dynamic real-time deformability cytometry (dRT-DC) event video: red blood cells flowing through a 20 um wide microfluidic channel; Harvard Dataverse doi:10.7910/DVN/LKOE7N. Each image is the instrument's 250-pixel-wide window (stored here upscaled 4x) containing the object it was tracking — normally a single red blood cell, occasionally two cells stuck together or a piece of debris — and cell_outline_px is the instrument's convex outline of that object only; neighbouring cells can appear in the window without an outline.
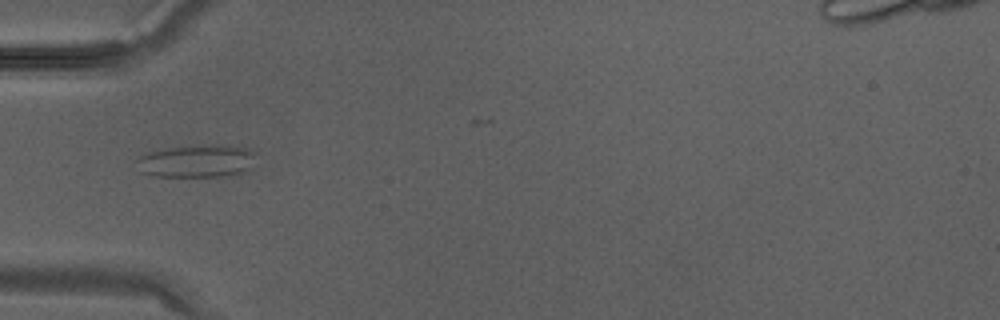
{"species": "Egyptian fruit bat (a non-hibernating species)", "species_latin": "Rousettus aegyptiacus", "temperature_condition": "warm", "stored_images_in_passage": 8, "camera_frame_rate_fps": 3000, "um_per_image_px": 0.085, "animal": {"sex": "male"}, "frame": {"image": 1, "passage_image": 1, "time_ms": 0.0, "image_size_px": [1000, 320], "cell_outline_px": [[252, 168], [244, 172], [224, 176], [156, 176], [144, 172], [132, 160], [148, 152], [172, 148], [200, 144], [224, 144], [244, 148], [252, 152]], "centroid_in_image_um": [16.71, 13.68], "position_along_channel_um": 68.3, "area_um2": 22.6}}
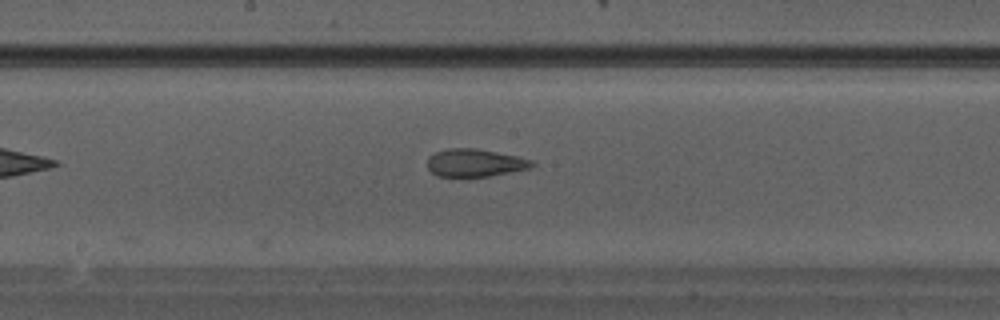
{"frame": {"image": 2, "passage_image": 8, "time_ms": 2.333, "image_size_px": [1000, 320], "cell_outline_px": [[536, 164], [532, 168], [488, 176], [436, 176], [428, 168], [428, 156], [436, 152], [448, 148], [476, 148], [520, 156], [532, 160]], "centroid_in_image_um": [40.41, 13.83], "position_along_channel_um": 207.8, "area_um2": 16.99}}